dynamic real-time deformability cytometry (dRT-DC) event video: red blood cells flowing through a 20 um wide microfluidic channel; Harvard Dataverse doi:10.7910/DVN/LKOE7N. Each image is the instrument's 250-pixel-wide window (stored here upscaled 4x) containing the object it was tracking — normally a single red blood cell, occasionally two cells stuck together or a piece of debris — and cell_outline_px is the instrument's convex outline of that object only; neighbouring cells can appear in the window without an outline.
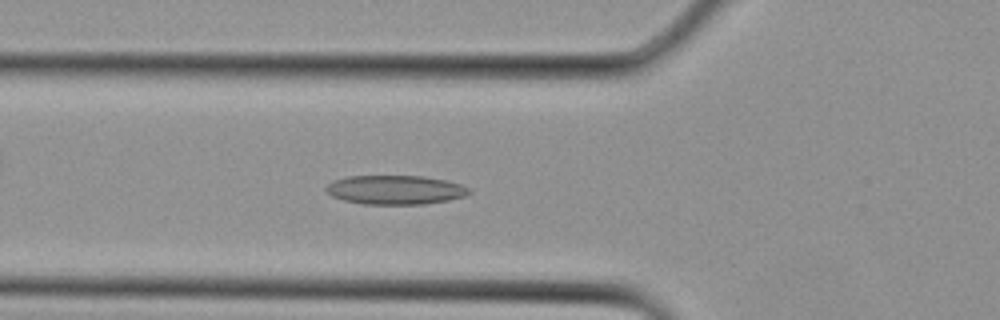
{"species": "Egyptian fruit bat (a non-hibernating species)", "species_latin": "Rousettus aegyptiacus", "temperature_condition": "cold", "stored_images_in_passage": 9, "camera_frame_rate_fps": 3000, "um_per_image_px": 0.085, "animal": {"sex": "female"}, "frame": {"image": 1, "passage_image": 3, "time_ms": 0.667, "image_size_px": [1000, 320], "cell_outline_px": [[472, 192], [464, 196], [448, 200], [424, 204], [364, 204], [344, 200], [332, 196], [324, 188], [332, 180], [348, 176], [424, 176], [448, 180], [472, 188]], "centroid_in_image_um": [33.63, 16.13], "position_along_channel_um": 92.2, "area_um2": 24.39}}
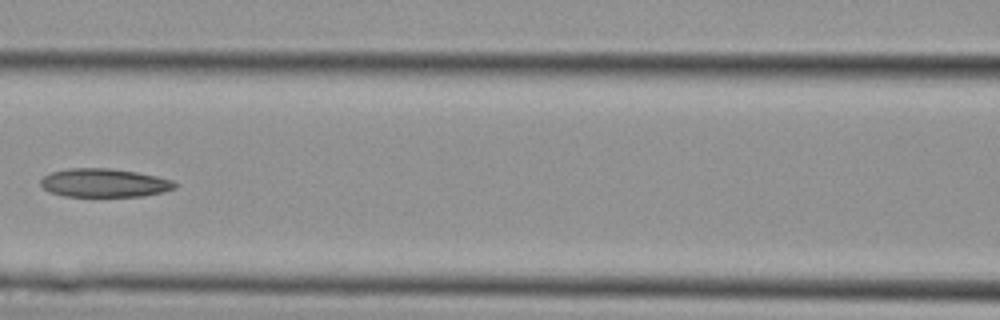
{"frame": {"image": 2, "passage_image": 6, "time_ms": 1.667, "image_size_px": [1000, 320], "cell_outline_px": [[176, 188], [164, 192], [144, 196], [64, 196], [48, 192], [40, 184], [40, 180], [44, 176], [52, 172], [68, 168], [112, 168], [136, 172], [156, 176], [172, 180], [176, 184]], "centroid_in_image_um": [8.86, 15.54], "position_along_channel_um": 157.7, "area_um2": 22.37}}
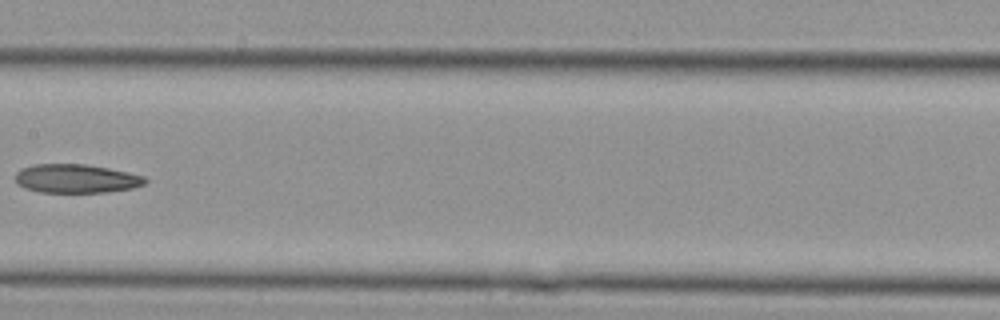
{"frame": {"image": 3, "passage_image": 8, "time_ms": 2.333, "image_size_px": [1000, 320], "cell_outline_px": [[148, 180], [144, 184], [132, 188], [104, 192], [40, 192], [24, 188], [16, 184], [16, 172], [20, 168], [32, 164], [88, 164], [128, 172], [144, 176]], "centroid_in_image_um": [6.44, 15.17], "position_along_channel_um": 201.0, "area_um2": 21.85}}